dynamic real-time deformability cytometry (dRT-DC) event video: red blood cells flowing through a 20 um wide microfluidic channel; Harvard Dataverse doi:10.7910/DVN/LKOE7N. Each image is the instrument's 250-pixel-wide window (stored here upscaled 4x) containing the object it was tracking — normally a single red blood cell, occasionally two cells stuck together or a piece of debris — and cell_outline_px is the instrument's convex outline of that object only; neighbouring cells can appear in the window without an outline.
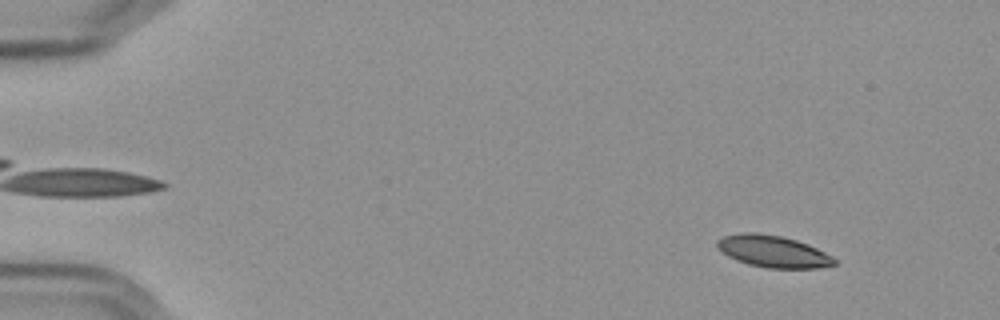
{"species": "Egyptian fruit bat (a non-hibernating species)", "species_latin": "Rousettus aegyptiacus", "temperature_condition": "cold", "stored_images_in_passage": 58, "segment_of_instrument_passage": [1, 2], "camera_frame_rate_fps": 3000, "um_per_image_px": 0.085, "frame": {"image": 1, "passage_image": 6, "time_ms": 1.667, "image_size_px": [1000, 320], "cell_outline_px": [[836, 264], [816, 268], [768, 268], [748, 264], [736, 260], [728, 256], [716, 248], [716, 240], [724, 236], [744, 232], [756, 232], [780, 236], [796, 240], [808, 244], [832, 256], [836, 260]], "centroid_in_image_um": [65.67, 21.37], "position_along_channel_um": 19.3, "area_um2": 21.73}}
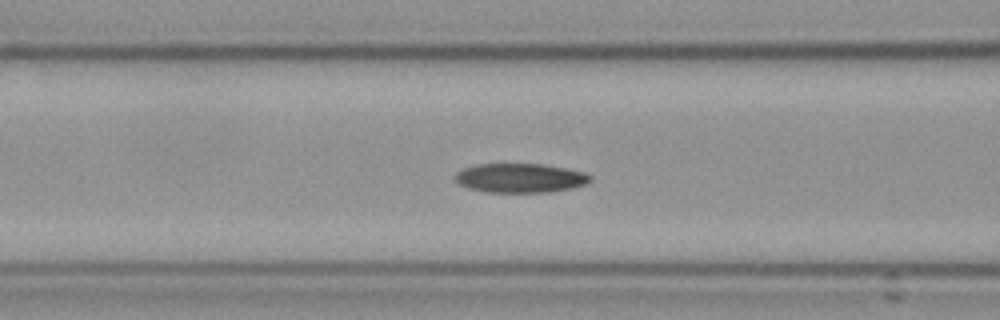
{"frame": {"image": 2, "passage_image": 24, "time_ms": 7.667, "image_size_px": [1000, 320], "cell_outline_px": [[592, 180], [584, 184], [572, 188], [548, 192], [488, 192], [468, 188], [460, 184], [452, 176], [456, 172], [464, 168], [476, 164], [540, 164], [564, 168], [584, 172], [592, 176]], "centroid_in_image_um": [44.19, 15.13], "position_along_channel_um": 122.4, "area_um2": 22.95}}
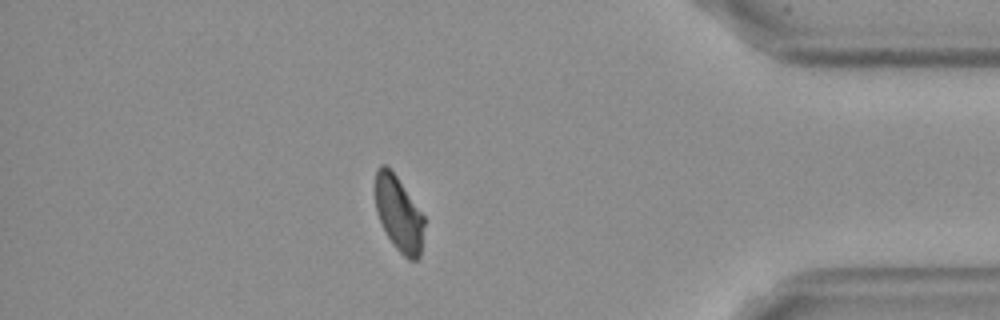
{"frame": {"image": 3, "passage_image": 50, "time_ms": 16.333, "image_size_px": [1000, 320], "cell_outline_px": [[424, 224], [420, 256], [416, 260], [408, 260], [392, 244], [376, 212], [376, 168], [380, 164], [384, 164], [396, 176], [424, 216]], "centroid_in_image_um": [33.9, 18.19], "position_along_channel_um": 401.3, "area_um2": 20.98}}